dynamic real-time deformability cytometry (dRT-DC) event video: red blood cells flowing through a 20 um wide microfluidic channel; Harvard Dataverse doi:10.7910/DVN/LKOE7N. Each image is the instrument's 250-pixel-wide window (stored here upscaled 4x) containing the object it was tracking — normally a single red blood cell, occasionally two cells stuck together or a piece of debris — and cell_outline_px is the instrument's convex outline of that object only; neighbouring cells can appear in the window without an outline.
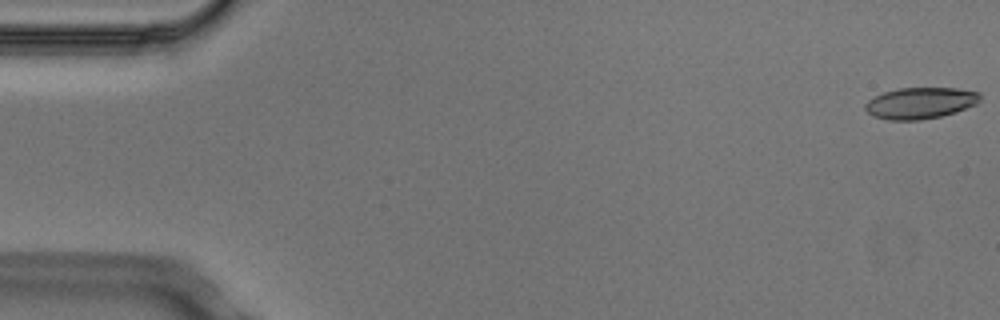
{"species": "Egyptian fruit bat (a non-hibernating species)", "species_latin": "Rousettus aegyptiacus", "temperature_condition": "cold", "stored_images_in_passage": 4, "camera_frame_rate_fps": 3000, "um_per_image_px": 0.085, "animal": {"sex": "male"}, "frame": {"image": 1, "passage_image": 1, "time_ms": 0.0, "image_size_px": [1000, 320], "cell_outline_px": [[980, 100], [976, 104], [956, 112], [940, 116], [920, 120], [888, 120], [872, 116], [864, 108], [864, 104], [868, 100], [884, 92], [900, 88], [956, 88], [980, 92]], "centroid_in_image_um": [78.22, 8.76], "position_along_channel_um": 6.8, "area_um2": 20.98}}
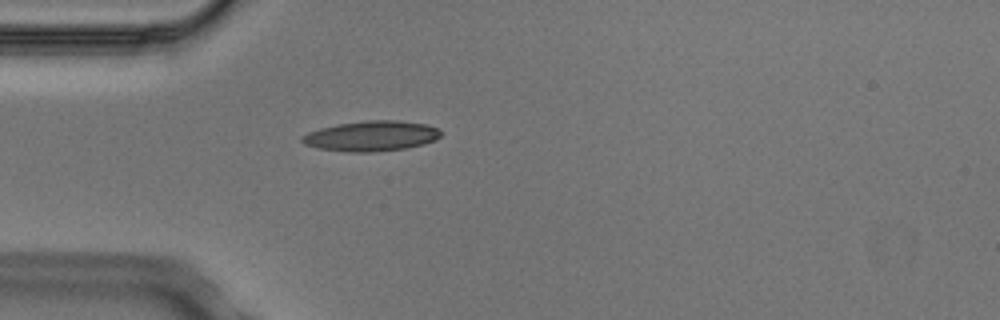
{"frame": {"image": 2, "passage_image": 4, "time_ms": 1.0, "image_size_px": [1000, 320], "cell_outline_px": [[440, 136], [436, 140], [424, 144], [404, 148], [372, 152], [348, 152], [320, 148], [304, 144], [300, 140], [300, 136], [308, 132], [320, 128], [340, 124], [364, 120], [396, 120], [424, 124], [440, 128]], "centroid_in_image_um": [31.56, 11.56], "position_along_channel_um": 53.4, "area_um2": 24.39}}